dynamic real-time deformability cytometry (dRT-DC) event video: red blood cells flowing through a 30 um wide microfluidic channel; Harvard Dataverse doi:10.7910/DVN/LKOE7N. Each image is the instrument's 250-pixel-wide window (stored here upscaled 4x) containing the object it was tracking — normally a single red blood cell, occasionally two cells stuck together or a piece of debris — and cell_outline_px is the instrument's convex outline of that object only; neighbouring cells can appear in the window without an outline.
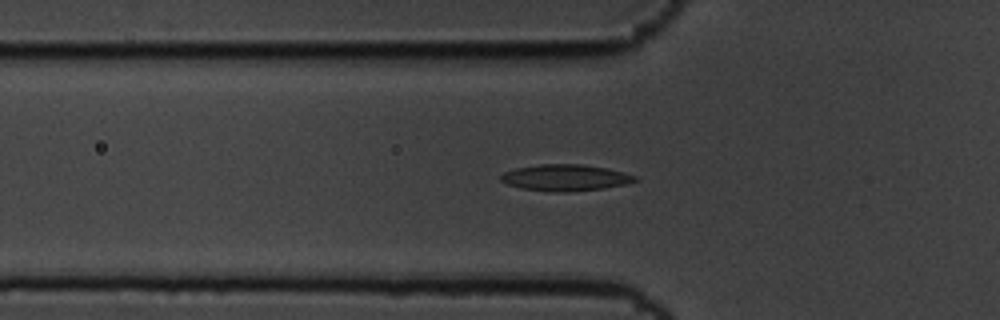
{"species": "common noctule bat (a hibernating species)", "species_latin": "Nyctalus noctula", "temperature_condition": "cold", "stored_images_in_passage": 60, "camera_frame_rate_fps": 3000, "um_per_image_px": 0.085, "animal": {"sex": "male", "body_mass_g": 19.5, "forearm_length_mm": 54.6}, "frame": {"image": 1, "passage_image": 20, "time_ms": 6.333, "image_size_px": [1000, 320], "cell_outline_px": [[640, 180], [628, 184], [604, 188], [568, 192], [552, 192], [524, 188], [508, 184], [500, 180], [500, 176], [504, 172], [516, 168], [540, 164], [584, 164], [608, 168], [624, 172], [636, 176]], "centroid_in_image_um": [48.12, 15.1], "position_along_channel_um": 77.7, "area_um2": 20.75}}
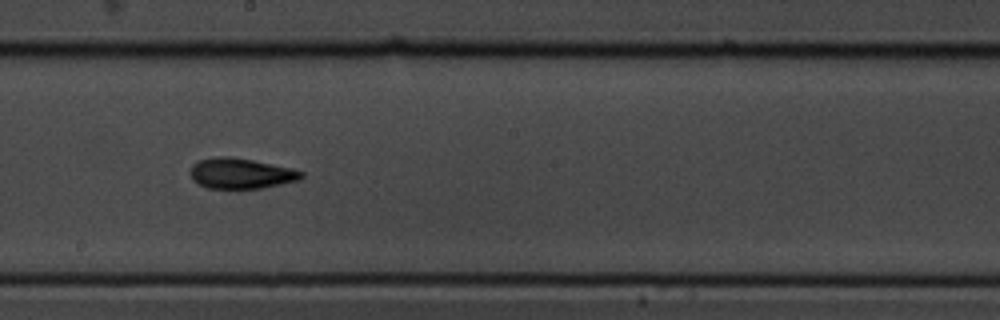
{"frame": {"image": 2, "passage_image": 33, "time_ms": 10.667, "image_size_px": [1000, 320], "cell_outline_px": [[304, 176], [300, 180], [260, 188], [208, 188], [192, 180], [192, 164], [196, 160], [220, 156], [232, 156], [292, 168], [304, 172]], "centroid_in_image_um": [20.49, 14.73], "position_along_channel_um": 227.7, "area_um2": 19.65}}
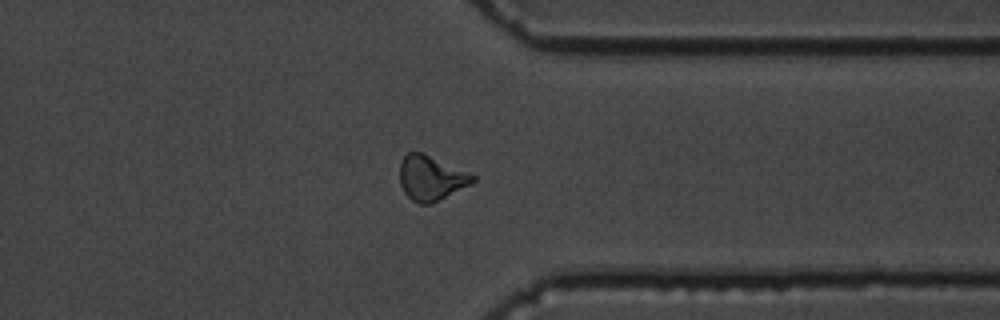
{"frame": {"image": 3, "passage_image": 46, "time_ms": 15.0, "image_size_px": [1000, 320], "cell_outline_px": [[476, 180], [432, 204], [420, 204], [412, 200], [404, 192], [400, 184], [400, 160], [408, 152], [424, 152], [476, 176]], "centroid_in_image_um": [36.6, 15.12], "position_along_channel_um": 374.8, "area_um2": 18.96}, "authors_computed_cell_mechanics": {"area_um2": 18.9295, "velocity_mm_per_s": 3.4505, "shape_relaxation_time_tau1_ms": 5.8826, "shape_relaxation_time_tau2_ms": 3.1247, "deformation_change_tau1": 0.1771, "deformation_change_tau2": 0.1068}}